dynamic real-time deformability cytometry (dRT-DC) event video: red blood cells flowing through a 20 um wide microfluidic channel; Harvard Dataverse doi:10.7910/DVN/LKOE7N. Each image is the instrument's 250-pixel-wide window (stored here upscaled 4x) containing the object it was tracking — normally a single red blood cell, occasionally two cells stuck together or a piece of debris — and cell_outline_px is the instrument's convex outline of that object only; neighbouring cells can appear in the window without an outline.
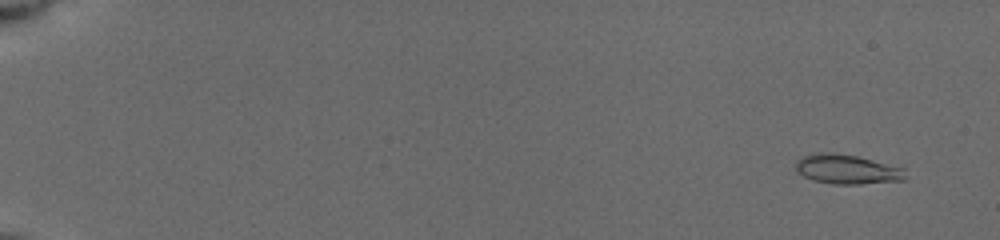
{"species": "common noctule bat (a hibernating species)", "species_latin": "Nyctalus noctula", "temperature_condition": "cold", "stored_images_in_passage": 19, "camera_frame_rate_fps": 3000, "um_per_image_px": 0.085, "animal": {"sex": "female", "body_mass_g": 19.5, "forearm_length_mm": 54.1}, "frame": {"image": 1, "passage_image": 4, "time_ms": 1.0, "image_size_px": [1000, 240], "cell_outline_px": [[908, 176], [904, 180], [860, 184], [832, 184], [812, 180], [796, 172], [796, 160], [804, 156], [816, 152], [832, 152], [856, 156], [904, 168]], "centroid_in_image_um": [71.99, 14.39], "position_along_channel_um": 13.0, "area_um2": 18.96}}